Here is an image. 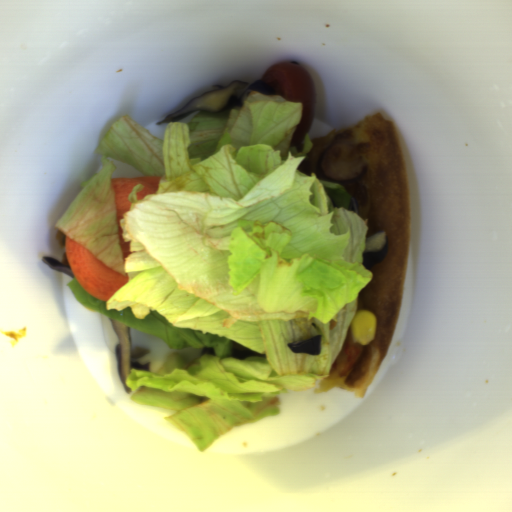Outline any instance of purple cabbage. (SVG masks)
I'll return each mask as SVG.
<instances>
[{"instance_id": "1", "label": "purple cabbage", "mask_w": 512, "mask_h": 512, "mask_svg": "<svg viewBox=\"0 0 512 512\" xmlns=\"http://www.w3.org/2000/svg\"><path fill=\"white\" fill-rule=\"evenodd\" d=\"M253 91L276 95V92L266 82L260 80L254 83L238 80L227 85H212L210 92L193 99L184 105L182 109L165 116L161 121L156 123L162 126L196 111L223 113L238 107L239 103L242 106L248 94Z\"/></svg>"}, {"instance_id": "2", "label": "purple cabbage", "mask_w": 512, "mask_h": 512, "mask_svg": "<svg viewBox=\"0 0 512 512\" xmlns=\"http://www.w3.org/2000/svg\"><path fill=\"white\" fill-rule=\"evenodd\" d=\"M111 325L118 337L119 344L116 347L115 357L118 366V376L121 380L126 393H130V389L125 383L132 368L145 369L152 364L151 352L144 353L141 356L131 357V333L130 327L124 323L110 318Z\"/></svg>"}, {"instance_id": "4", "label": "purple cabbage", "mask_w": 512, "mask_h": 512, "mask_svg": "<svg viewBox=\"0 0 512 512\" xmlns=\"http://www.w3.org/2000/svg\"><path fill=\"white\" fill-rule=\"evenodd\" d=\"M293 354L307 353L308 355L320 356L321 334L303 340L301 342L286 343Z\"/></svg>"}, {"instance_id": "6", "label": "purple cabbage", "mask_w": 512, "mask_h": 512, "mask_svg": "<svg viewBox=\"0 0 512 512\" xmlns=\"http://www.w3.org/2000/svg\"><path fill=\"white\" fill-rule=\"evenodd\" d=\"M231 356L234 359H242L245 357H263L265 355L249 350L233 341L231 345Z\"/></svg>"}, {"instance_id": "5", "label": "purple cabbage", "mask_w": 512, "mask_h": 512, "mask_svg": "<svg viewBox=\"0 0 512 512\" xmlns=\"http://www.w3.org/2000/svg\"><path fill=\"white\" fill-rule=\"evenodd\" d=\"M41 259L52 269V270H56V271H61L63 272L64 274L72 277V278H76L73 274V271L71 269V266H70V263H69V260H68V256H67V253L65 251V254L63 256V261H60L58 260L57 258L55 257H50V256H41Z\"/></svg>"}, {"instance_id": "3", "label": "purple cabbage", "mask_w": 512, "mask_h": 512, "mask_svg": "<svg viewBox=\"0 0 512 512\" xmlns=\"http://www.w3.org/2000/svg\"><path fill=\"white\" fill-rule=\"evenodd\" d=\"M389 236L387 232H377L365 238L362 252V265L365 269H372L382 264L388 251Z\"/></svg>"}]
</instances>
